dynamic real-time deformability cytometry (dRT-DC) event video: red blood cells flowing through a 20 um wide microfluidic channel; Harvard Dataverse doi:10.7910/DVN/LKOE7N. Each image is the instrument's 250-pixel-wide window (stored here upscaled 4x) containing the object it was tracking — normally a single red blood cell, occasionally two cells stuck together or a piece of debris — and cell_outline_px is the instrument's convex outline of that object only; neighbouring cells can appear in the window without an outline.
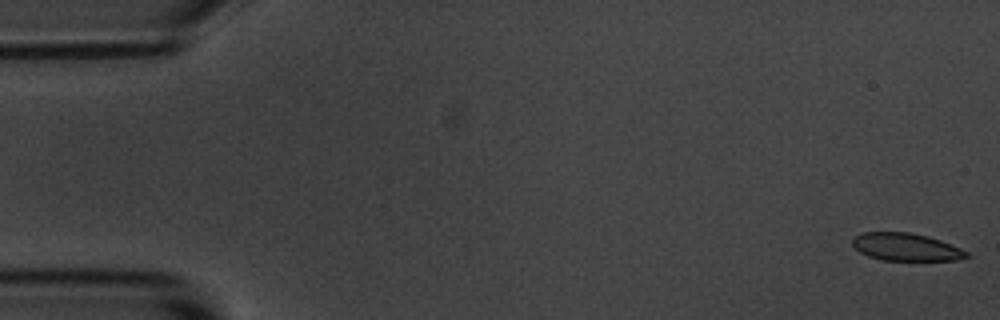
{"species": "common noctule bat (a hibernating species)", "species_latin": "Nyctalus noctula", "temperature_condition": "room temperature", "stored_images_in_passage": 54, "camera_frame_rate_fps": 3000, "um_per_image_px": 0.085, "animal": {"sex": "male", "body_mass_g": 20.1, "forearm_length_mm": 53.5}, "frame": {"image": 1, "passage_image": 1, "time_ms": 0.0, "image_size_px": [1000, 320], "cell_outline_px": [[972, 256], [956, 260], [880, 260], [868, 256], [860, 252], [852, 244], [852, 236], [860, 232], [908, 232], [928, 236], [940, 240], [960, 248], [968, 252]], "centroid_in_image_um": [76.98, 20.99], "position_along_channel_um": 8.0, "area_um2": 18.5}}
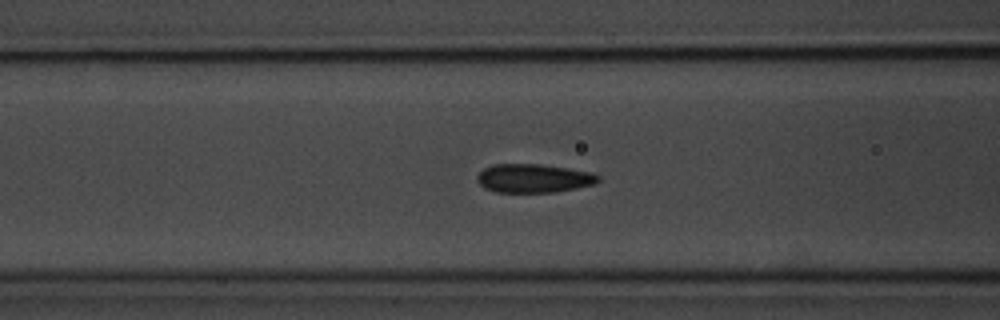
{"frame": {"image": 2, "passage_image": 21, "time_ms": 6.667, "image_size_px": [1000, 320], "cell_outline_px": [[600, 180], [596, 184], [556, 192], [496, 192], [484, 188], [476, 180], [476, 176], [484, 168], [492, 164], [540, 164], [568, 168], [592, 172], [600, 176]], "centroid_in_image_um": [45.37, 15.15], "position_along_channel_um": 121.2, "area_um2": 20.4}}
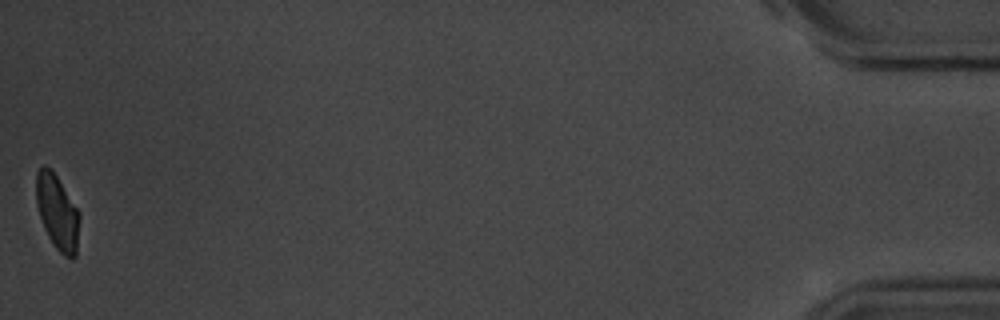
{"frame": {"image": 3, "passage_image": 54, "time_ms": 17.667, "image_size_px": [1000, 320], "cell_outline_px": [[80, 216], [76, 256], [72, 260], [64, 256], [52, 244], [44, 228], [36, 204], [36, 172], [44, 164], [52, 168], [80, 212]], "centroid_in_image_um": [4.88, 18.03], "position_along_channel_um": 430.3, "area_um2": 19.25}, "authors_computed_cell_mechanics": {"area_um2": 20.23, "velocity_mm_per_s": 3.6969, "shape_relaxation_time_tau1_ms": 3.8128, "shape_relaxation_time_tau2_ms": 1.0135, "deformation_change_tau1": 0.104, "deformation_change_tau2": 0.0651}}